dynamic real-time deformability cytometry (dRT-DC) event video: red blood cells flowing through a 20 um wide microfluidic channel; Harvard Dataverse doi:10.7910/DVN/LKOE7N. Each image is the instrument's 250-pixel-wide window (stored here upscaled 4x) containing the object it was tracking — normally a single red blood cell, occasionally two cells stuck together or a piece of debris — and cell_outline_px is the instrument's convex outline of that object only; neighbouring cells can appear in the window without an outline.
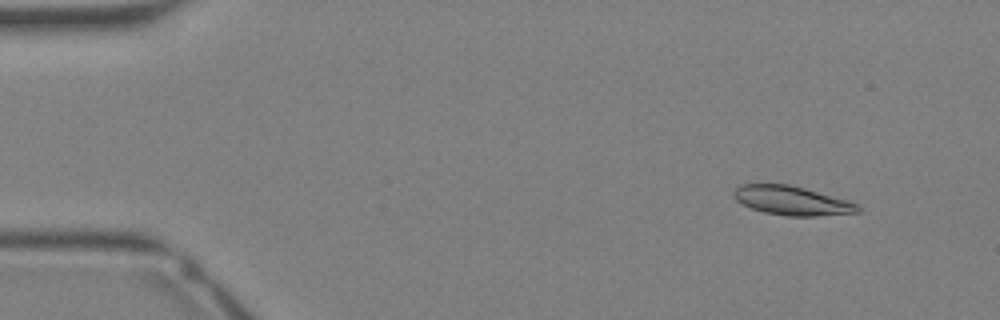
{"species": "Egyptian fruit bat (a non-hibernating species)", "species_latin": "Rousettus aegyptiacus", "temperature_condition": "warm", "stored_images_in_passage": 35, "camera_frame_rate_fps": 3000, "um_per_image_px": 0.085, "animal": {"sex": "female"}, "frame": {"image": 1, "passage_image": 4, "time_ms": 1.0, "image_size_px": [1000, 320], "cell_outline_px": [[864, 208], [860, 212], [816, 216], [788, 216], [764, 212], [752, 208], [736, 200], [732, 196], [732, 192], [740, 184], [788, 184], [804, 188], [848, 200]], "centroid_in_image_um": [67.32, 17.05], "position_along_channel_um": 17.7, "area_um2": 20.98}}
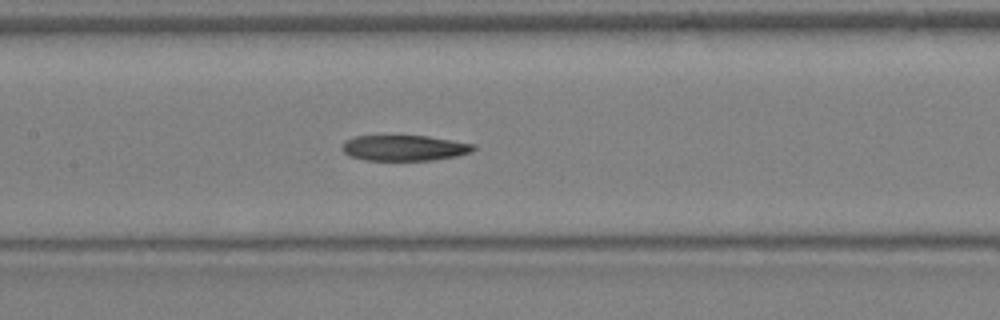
{"frame": {"image": 2, "passage_image": 17, "time_ms": 5.333, "image_size_px": [1000, 320], "cell_outline_px": [[476, 148], [472, 152], [456, 156], [432, 160], [364, 160], [348, 156], [340, 148], [344, 140], [356, 136], [428, 136], [476, 144]], "centroid_in_image_um": [34.35, 12.57], "position_along_channel_um": 173.0, "area_um2": 19.77}}
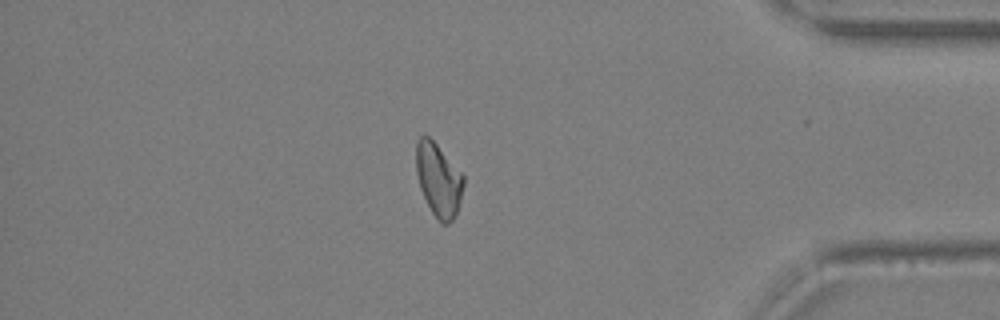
{"frame": {"image": 3, "passage_image": 30, "time_ms": 9.667, "image_size_px": [1000, 320], "cell_outline_px": [[464, 184], [456, 212], [452, 220], [448, 224], [440, 224], [432, 212], [420, 188], [416, 172], [416, 140], [420, 136], [428, 136], [436, 144], [464, 176]], "centroid_in_image_um": [37.25, 15.28], "position_along_channel_um": 397.9, "area_um2": 19.88}}